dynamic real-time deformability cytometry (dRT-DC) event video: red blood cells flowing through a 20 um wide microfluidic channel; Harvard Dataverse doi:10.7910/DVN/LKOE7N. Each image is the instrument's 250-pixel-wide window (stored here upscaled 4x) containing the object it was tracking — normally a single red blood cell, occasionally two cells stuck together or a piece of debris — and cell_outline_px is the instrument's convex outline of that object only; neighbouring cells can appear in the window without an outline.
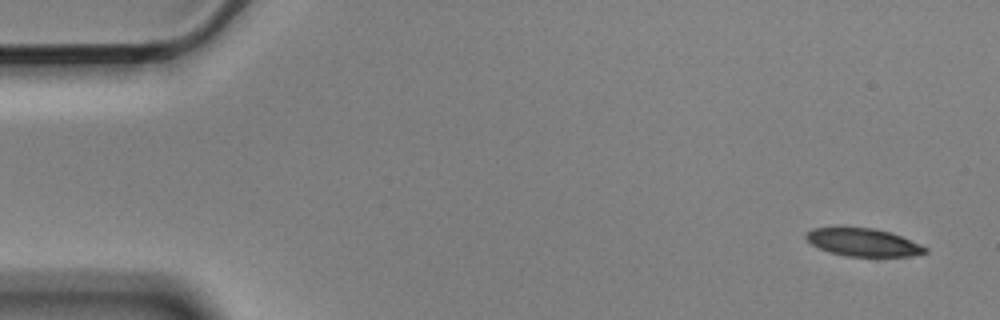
{"species": "Egyptian fruit bat (a non-hibernating species)", "species_latin": "Rousettus aegyptiacus", "temperature_condition": "cold", "stored_images_in_passage": 4, "camera_frame_rate_fps": 3000, "um_per_image_px": 0.085, "animal": {"sex": "male"}, "frame": {"image": 1, "passage_image": 1, "time_ms": 0.0, "image_size_px": [1000, 320], "cell_outline_px": [[928, 252], [908, 256], [844, 256], [820, 248], [812, 244], [804, 236], [812, 228], [872, 228], [888, 232], [900, 236], [920, 244], [928, 248]], "centroid_in_image_um": [73.38, 20.61], "position_along_channel_um": 11.6, "area_um2": 18.84}}